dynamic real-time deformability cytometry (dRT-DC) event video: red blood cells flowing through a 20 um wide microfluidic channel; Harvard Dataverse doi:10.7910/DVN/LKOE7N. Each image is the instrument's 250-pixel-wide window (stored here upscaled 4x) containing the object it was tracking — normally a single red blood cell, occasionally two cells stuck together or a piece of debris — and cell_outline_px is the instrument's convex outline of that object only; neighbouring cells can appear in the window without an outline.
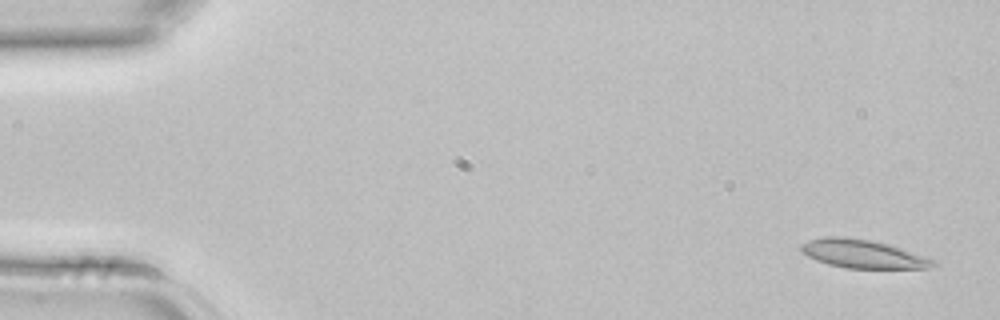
{"species": "common noctule bat (a hibernating species)", "species_latin": "Nyctalus noctula", "temperature_condition": "room temperature", "stored_images_in_passage": 4, "camera_frame_rate_fps": 3000, "um_per_image_px": 0.085, "animal": {"sex": "female", "body_mass_g": 22.7, "forearm_length_mm": 54.2}, "frame": {"image": 1, "passage_image": 1, "time_ms": 0.0, "image_size_px": [1000, 320], "cell_outline_px": [[936, 264], [924, 268], [844, 268], [828, 264], [816, 260], [800, 252], [800, 244], [808, 240], [824, 236], [844, 236], [872, 240], [888, 244], [928, 256], [936, 260]], "centroid_in_image_um": [73.32, 21.56], "position_along_channel_um": 11.7, "area_um2": 22.14}}